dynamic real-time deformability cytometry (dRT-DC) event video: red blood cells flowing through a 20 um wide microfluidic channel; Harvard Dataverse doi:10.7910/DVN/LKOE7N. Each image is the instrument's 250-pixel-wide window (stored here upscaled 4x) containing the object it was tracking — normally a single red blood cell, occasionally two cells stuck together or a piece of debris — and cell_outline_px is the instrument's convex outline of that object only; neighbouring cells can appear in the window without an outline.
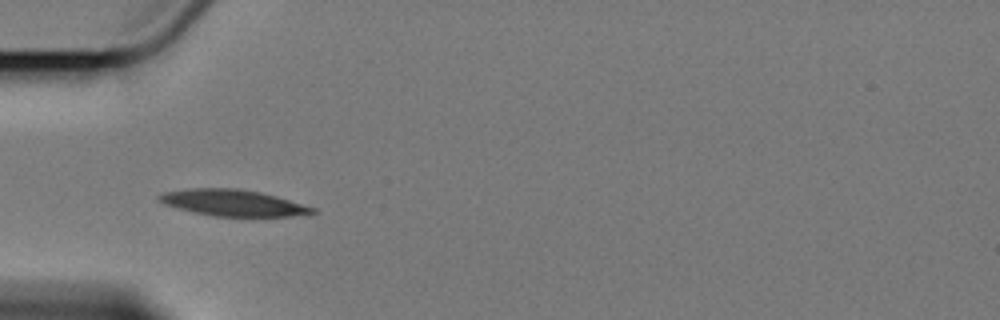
{"species": "Egyptian fruit bat (a non-hibernating species)", "species_latin": "Rousettus aegyptiacus", "temperature_condition": "cold", "stored_images_in_passage": 2, "camera_frame_rate_fps": 3000, "um_per_image_px": 0.085, "animal": {"sex": "female"}, "frame": {"image": 1, "passage_image": 1, "time_ms": 0.0, "image_size_px": [1000, 320], "cell_outline_px": [[320, 212], [292, 216], [212, 216], [192, 212], [176, 208], [164, 204], [156, 200], [156, 196], [164, 192], [192, 188], [236, 188], [260, 192], [276, 196], [316, 208]], "centroid_in_image_um": [19.77, 17.24], "position_along_channel_um": 65.2, "area_um2": 23.64}}
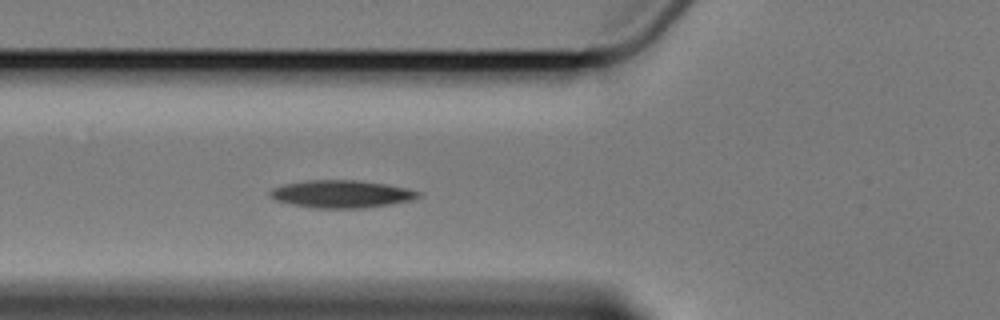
{"frame": {"image": 2, "passage_image": 2, "time_ms": 1.0, "image_size_px": [1000, 320], "cell_outline_px": [[420, 196], [412, 200], [392, 204], [360, 208], [312, 208], [292, 204], [276, 200], [268, 192], [272, 188], [284, 184], [308, 180], [356, 180], [384, 184], [408, 188], [420, 192]], "centroid_in_image_um": [29.03, 16.49], "position_along_channel_um": 96.8, "area_um2": 23.7}}